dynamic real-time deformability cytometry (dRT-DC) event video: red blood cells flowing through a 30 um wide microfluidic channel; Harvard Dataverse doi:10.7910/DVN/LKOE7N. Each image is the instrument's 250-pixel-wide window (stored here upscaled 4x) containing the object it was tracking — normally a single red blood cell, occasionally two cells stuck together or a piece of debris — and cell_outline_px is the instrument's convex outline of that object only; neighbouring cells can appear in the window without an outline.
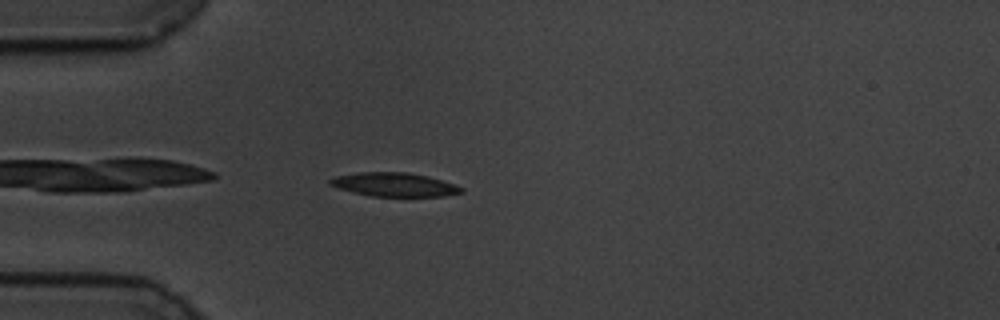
{"species": "common noctule bat (a hibernating species)", "species_latin": "Nyctalus noctula", "temperature_condition": "cold", "stored_images_in_passage": 44, "camera_frame_rate_fps": 3000, "um_per_image_px": 0.085, "animal": {"sex": "male", "body_mass_g": 19.5, "forearm_length_mm": 54.6}, "frame": {"image": 1, "passage_image": 2, "time_ms": 0.333, "image_size_px": [1000, 320], "cell_outline_px": [[464, 192], [444, 196], [372, 196], [340, 188], [328, 184], [328, 180], [336, 176], [356, 172], [408, 172], [428, 176], [464, 188]], "centroid_in_image_um": [33.51, 15.68], "position_along_channel_um": 51.5, "area_um2": 17.98}}
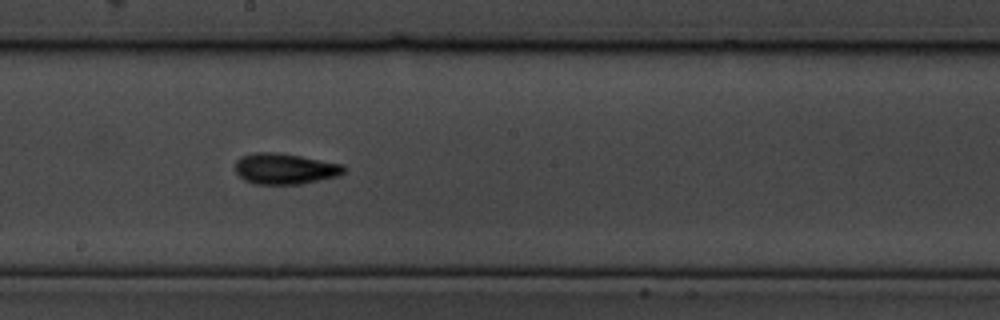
{"frame": {"image": 2, "passage_image": 18, "time_ms": 5.667, "image_size_px": [1000, 320], "cell_outline_px": [[348, 168], [340, 176], [300, 184], [256, 184], [244, 180], [236, 172], [236, 160], [240, 156], [256, 152], [276, 152], [300, 156], [344, 164]], "centroid_in_image_um": [24.25, 14.34], "position_along_channel_um": 223.9, "area_um2": 19.71}}
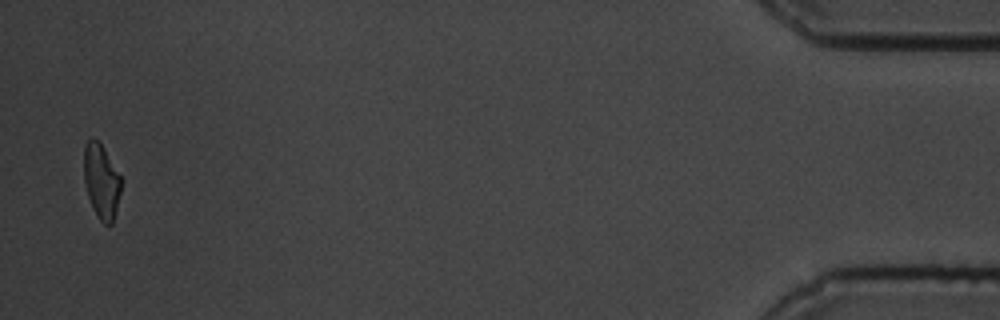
{"frame": {"image": 3, "passage_image": 43, "time_ms": 14.0, "image_size_px": [1000, 320], "cell_outline_px": [[120, 192], [112, 224], [104, 224], [100, 220], [88, 196], [84, 180], [84, 144], [92, 136], [100, 144], [120, 176]], "centroid_in_image_um": [8.59, 15.39], "position_along_channel_um": 426.6, "area_um2": 15.55}, "authors_computed_cell_mechanics": {"area_um2": 17.8891, "velocity_mm_per_s": 3.4406, "shape_relaxation_time_tau1_ms": 3.5661, "shape_relaxation_time_tau2_ms": 4.0609, "deformation_change_tau1": 0.1454, "deformation_change_tau2": 0.1133}}